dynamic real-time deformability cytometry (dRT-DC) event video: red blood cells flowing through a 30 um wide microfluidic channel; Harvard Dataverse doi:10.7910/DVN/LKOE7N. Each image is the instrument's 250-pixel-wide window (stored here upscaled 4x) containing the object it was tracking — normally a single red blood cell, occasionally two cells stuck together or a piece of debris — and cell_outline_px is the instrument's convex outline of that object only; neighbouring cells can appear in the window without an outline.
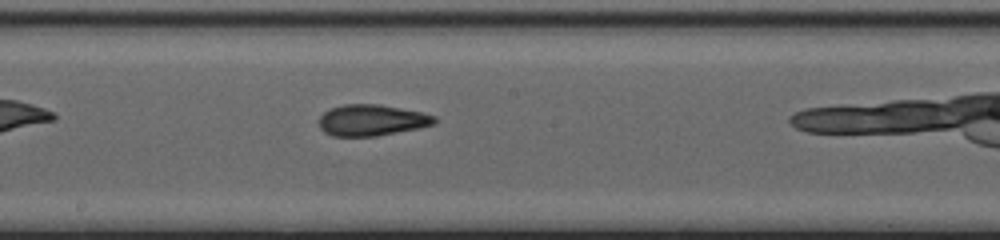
{"species": "common noctule bat (a hibernating species)", "species_latin": "Nyctalus noctula", "temperature_condition": "cold", "stored_images_in_passage": 27, "camera_frame_rate_fps": 3000, "um_per_image_px": 0.085, "animal": {"sex": "female", "body_mass_g": 20.0, "forearm_length_mm": 54.0}, "frame": {"image": 1, "passage_image": 12, "time_ms": 3.667, "image_size_px": [1000, 240], "cell_outline_px": [[436, 124], [420, 128], [376, 136], [332, 136], [324, 132], [320, 128], [320, 116], [328, 108], [344, 104], [380, 104], [420, 112], [436, 116]], "centroid_in_image_um": [31.59, 10.21], "position_along_channel_um": 216.6, "area_um2": 21.1}}